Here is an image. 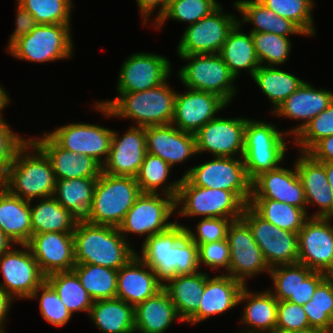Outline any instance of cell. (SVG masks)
Returning <instances> with one entry per match:
<instances>
[{"instance_id":"obj_1","label":"cell","mask_w":333,"mask_h":333,"mask_svg":"<svg viewBox=\"0 0 333 333\" xmlns=\"http://www.w3.org/2000/svg\"><path fill=\"white\" fill-rule=\"evenodd\" d=\"M168 230L150 236L142 243L140 255L164 286L176 275L199 272L198 246L186 235L185 224L175 220Z\"/></svg>"},{"instance_id":"obj_2","label":"cell","mask_w":333,"mask_h":333,"mask_svg":"<svg viewBox=\"0 0 333 333\" xmlns=\"http://www.w3.org/2000/svg\"><path fill=\"white\" fill-rule=\"evenodd\" d=\"M167 82L140 92L118 93L112 100L95 102L94 109L106 118L135 120L139 127L171 124L177 92Z\"/></svg>"},{"instance_id":"obj_3","label":"cell","mask_w":333,"mask_h":333,"mask_svg":"<svg viewBox=\"0 0 333 333\" xmlns=\"http://www.w3.org/2000/svg\"><path fill=\"white\" fill-rule=\"evenodd\" d=\"M76 264H94L119 270L136 251L118 227L78 220L73 232Z\"/></svg>"},{"instance_id":"obj_4","label":"cell","mask_w":333,"mask_h":333,"mask_svg":"<svg viewBox=\"0 0 333 333\" xmlns=\"http://www.w3.org/2000/svg\"><path fill=\"white\" fill-rule=\"evenodd\" d=\"M56 181L50 160L28 138L17 150L7 175L0 184L11 194L33 202V199L54 196Z\"/></svg>"},{"instance_id":"obj_5","label":"cell","mask_w":333,"mask_h":333,"mask_svg":"<svg viewBox=\"0 0 333 333\" xmlns=\"http://www.w3.org/2000/svg\"><path fill=\"white\" fill-rule=\"evenodd\" d=\"M141 194L135 177L102 172L94 188L89 214L84 220L91 224L118 227Z\"/></svg>"},{"instance_id":"obj_6","label":"cell","mask_w":333,"mask_h":333,"mask_svg":"<svg viewBox=\"0 0 333 333\" xmlns=\"http://www.w3.org/2000/svg\"><path fill=\"white\" fill-rule=\"evenodd\" d=\"M275 124L247 119L244 129L243 160L247 175L253 181L261 173L281 166L287 150V131H279ZM281 162V163H280Z\"/></svg>"},{"instance_id":"obj_7","label":"cell","mask_w":333,"mask_h":333,"mask_svg":"<svg viewBox=\"0 0 333 333\" xmlns=\"http://www.w3.org/2000/svg\"><path fill=\"white\" fill-rule=\"evenodd\" d=\"M175 205L179 216L232 221L240 219L247 206L234 192L193 186L185 177H181Z\"/></svg>"},{"instance_id":"obj_8","label":"cell","mask_w":333,"mask_h":333,"mask_svg":"<svg viewBox=\"0 0 333 333\" xmlns=\"http://www.w3.org/2000/svg\"><path fill=\"white\" fill-rule=\"evenodd\" d=\"M71 28V24H38L30 33L15 40L6 51L31 63L68 60L74 52Z\"/></svg>"},{"instance_id":"obj_9","label":"cell","mask_w":333,"mask_h":333,"mask_svg":"<svg viewBox=\"0 0 333 333\" xmlns=\"http://www.w3.org/2000/svg\"><path fill=\"white\" fill-rule=\"evenodd\" d=\"M187 64L178 69L177 76L185 88L211 92L228 104L238 92L235 76L219 54L178 55Z\"/></svg>"},{"instance_id":"obj_10","label":"cell","mask_w":333,"mask_h":333,"mask_svg":"<svg viewBox=\"0 0 333 333\" xmlns=\"http://www.w3.org/2000/svg\"><path fill=\"white\" fill-rule=\"evenodd\" d=\"M182 177L193 186L234 192L246 205L252 196V181L243 157L216 156L197 166L188 167Z\"/></svg>"},{"instance_id":"obj_11","label":"cell","mask_w":333,"mask_h":333,"mask_svg":"<svg viewBox=\"0 0 333 333\" xmlns=\"http://www.w3.org/2000/svg\"><path fill=\"white\" fill-rule=\"evenodd\" d=\"M175 198L162 194L142 193L118 226L121 235L127 240L128 235L150 236L168 230L176 222L169 221L175 214Z\"/></svg>"},{"instance_id":"obj_12","label":"cell","mask_w":333,"mask_h":333,"mask_svg":"<svg viewBox=\"0 0 333 333\" xmlns=\"http://www.w3.org/2000/svg\"><path fill=\"white\" fill-rule=\"evenodd\" d=\"M222 7L220 5L210 15L185 28L177 55L219 54L229 32L238 23V17L227 14Z\"/></svg>"},{"instance_id":"obj_13","label":"cell","mask_w":333,"mask_h":333,"mask_svg":"<svg viewBox=\"0 0 333 333\" xmlns=\"http://www.w3.org/2000/svg\"><path fill=\"white\" fill-rule=\"evenodd\" d=\"M250 227L253 238L270 268L298 263V234L282 230L261 218L249 205L241 217Z\"/></svg>"},{"instance_id":"obj_14","label":"cell","mask_w":333,"mask_h":333,"mask_svg":"<svg viewBox=\"0 0 333 333\" xmlns=\"http://www.w3.org/2000/svg\"><path fill=\"white\" fill-rule=\"evenodd\" d=\"M11 247L0 256L3 288L14 300L30 299L34 291L46 280L27 244Z\"/></svg>"},{"instance_id":"obj_15","label":"cell","mask_w":333,"mask_h":333,"mask_svg":"<svg viewBox=\"0 0 333 333\" xmlns=\"http://www.w3.org/2000/svg\"><path fill=\"white\" fill-rule=\"evenodd\" d=\"M226 239L230 249L227 275L247 285L246 282L251 277L270 272L271 268L255 242L249 225L242 218L230 223Z\"/></svg>"},{"instance_id":"obj_16","label":"cell","mask_w":333,"mask_h":333,"mask_svg":"<svg viewBox=\"0 0 333 333\" xmlns=\"http://www.w3.org/2000/svg\"><path fill=\"white\" fill-rule=\"evenodd\" d=\"M172 63L156 53L136 52L126 58L119 71L117 93L140 92L168 81Z\"/></svg>"},{"instance_id":"obj_17","label":"cell","mask_w":333,"mask_h":333,"mask_svg":"<svg viewBox=\"0 0 333 333\" xmlns=\"http://www.w3.org/2000/svg\"><path fill=\"white\" fill-rule=\"evenodd\" d=\"M332 220L309 217L298 232V263L327 275H333Z\"/></svg>"},{"instance_id":"obj_18","label":"cell","mask_w":333,"mask_h":333,"mask_svg":"<svg viewBox=\"0 0 333 333\" xmlns=\"http://www.w3.org/2000/svg\"><path fill=\"white\" fill-rule=\"evenodd\" d=\"M248 118L215 117L195 133L197 155L243 157L244 129Z\"/></svg>"},{"instance_id":"obj_19","label":"cell","mask_w":333,"mask_h":333,"mask_svg":"<svg viewBox=\"0 0 333 333\" xmlns=\"http://www.w3.org/2000/svg\"><path fill=\"white\" fill-rule=\"evenodd\" d=\"M48 134L64 149L89 155L103 165L111 148L113 130L90 123H69Z\"/></svg>"},{"instance_id":"obj_20","label":"cell","mask_w":333,"mask_h":333,"mask_svg":"<svg viewBox=\"0 0 333 333\" xmlns=\"http://www.w3.org/2000/svg\"><path fill=\"white\" fill-rule=\"evenodd\" d=\"M186 90L181 94L176 93L172 120V124L184 132L195 134L229 105L214 93L188 88Z\"/></svg>"},{"instance_id":"obj_21","label":"cell","mask_w":333,"mask_h":333,"mask_svg":"<svg viewBox=\"0 0 333 333\" xmlns=\"http://www.w3.org/2000/svg\"><path fill=\"white\" fill-rule=\"evenodd\" d=\"M121 136L113 130L109 156L102 165V172L135 177L147 153L145 127L133 124Z\"/></svg>"},{"instance_id":"obj_22","label":"cell","mask_w":333,"mask_h":333,"mask_svg":"<svg viewBox=\"0 0 333 333\" xmlns=\"http://www.w3.org/2000/svg\"><path fill=\"white\" fill-rule=\"evenodd\" d=\"M146 152L173 165L196 157L195 134L184 132L172 123L145 127Z\"/></svg>"},{"instance_id":"obj_23","label":"cell","mask_w":333,"mask_h":333,"mask_svg":"<svg viewBox=\"0 0 333 333\" xmlns=\"http://www.w3.org/2000/svg\"><path fill=\"white\" fill-rule=\"evenodd\" d=\"M251 199H273L298 208L307 206L303 185L295 164L293 169L280 166L257 176L252 181Z\"/></svg>"},{"instance_id":"obj_24","label":"cell","mask_w":333,"mask_h":333,"mask_svg":"<svg viewBox=\"0 0 333 333\" xmlns=\"http://www.w3.org/2000/svg\"><path fill=\"white\" fill-rule=\"evenodd\" d=\"M48 157L56 180L76 178H98L102 165L89 155H77L62 148L48 133L41 138H30Z\"/></svg>"},{"instance_id":"obj_25","label":"cell","mask_w":333,"mask_h":333,"mask_svg":"<svg viewBox=\"0 0 333 333\" xmlns=\"http://www.w3.org/2000/svg\"><path fill=\"white\" fill-rule=\"evenodd\" d=\"M27 245L45 276L59 271H70L76 265L73 233L50 232L32 235Z\"/></svg>"},{"instance_id":"obj_26","label":"cell","mask_w":333,"mask_h":333,"mask_svg":"<svg viewBox=\"0 0 333 333\" xmlns=\"http://www.w3.org/2000/svg\"><path fill=\"white\" fill-rule=\"evenodd\" d=\"M333 100V92L304 82L272 113L275 116L303 121L287 131L294 137L318 114L324 111Z\"/></svg>"},{"instance_id":"obj_27","label":"cell","mask_w":333,"mask_h":333,"mask_svg":"<svg viewBox=\"0 0 333 333\" xmlns=\"http://www.w3.org/2000/svg\"><path fill=\"white\" fill-rule=\"evenodd\" d=\"M205 272V290L201 295L198 311L186 322L197 324L209 317L225 313L239 305V296L245 286L227 274L210 275Z\"/></svg>"},{"instance_id":"obj_28","label":"cell","mask_w":333,"mask_h":333,"mask_svg":"<svg viewBox=\"0 0 333 333\" xmlns=\"http://www.w3.org/2000/svg\"><path fill=\"white\" fill-rule=\"evenodd\" d=\"M299 153L294 163L303 185L306 203L319 208L309 217L333 218V194L324 164L306 152Z\"/></svg>"},{"instance_id":"obj_29","label":"cell","mask_w":333,"mask_h":333,"mask_svg":"<svg viewBox=\"0 0 333 333\" xmlns=\"http://www.w3.org/2000/svg\"><path fill=\"white\" fill-rule=\"evenodd\" d=\"M163 288L154 270L137 254L118 270L117 296L134 307Z\"/></svg>"},{"instance_id":"obj_30","label":"cell","mask_w":333,"mask_h":333,"mask_svg":"<svg viewBox=\"0 0 333 333\" xmlns=\"http://www.w3.org/2000/svg\"><path fill=\"white\" fill-rule=\"evenodd\" d=\"M246 286L241 290L239 304L245 303L240 322L247 328L239 333H276L278 300L269 289L257 293Z\"/></svg>"},{"instance_id":"obj_31","label":"cell","mask_w":333,"mask_h":333,"mask_svg":"<svg viewBox=\"0 0 333 333\" xmlns=\"http://www.w3.org/2000/svg\"><path fill=\"white\" fill-rule=\"evenodd\" d=\"M0 229L16 245L32 237L30 201L11 194L0 184Z\"/></svg>"},{"instance_id":"obj_32","label":"cell","mask_w":333,"mask_h":333,"mask_svg":"<svg viewBox=\"0 0 333 333\" xmlns=\"http://www.w3.org/2000/svg\"><path fill=\"white\" fill-rule=\"evenodd\" d=\"M134 318L135 333H164L174 321L183 322L164 288L137 304Z\"/></svg>"},{"instance_id":"obj_33","label":"cell","mask_w":333,"mask_h":333,"mask_svg":"<svg viewBox=\"0 0 333 333\" xmlns=\"http://www.w3.org/2000/svg\"><path fill=\"white\" fill-rule=\"evenodd\" d=\"M235 10L242 17L240 24L249 23L253 28L251 33H274L283 37L305 34L290 20L277 16L272 10L266 8L258 0H236L233 3Z\"/></svg>"},{"instance_id":"obj_34","label":"cell","mask_w":333,"mask_h":333,"mask_svg":"<svg viewBox=\"0 0 333 333\" xmlns=\"http://www.w3.org/2000/svg\"><path fill=\"white\" fill-rule=\"evenodd\" d=\"M243 24L239 22L229 32L219 55L237 79L241 69L248 71L251 78L255 71L261 66L258 60L252 33L243 32Z\"/></svg>"},{"instance_id":"obj_35","label":"cell","mask_w":333,"mask_h":333,"mask_svg":"<svg viewBox=\"0 0 333 333\" xmlns=\"http://www.w3.org/2000/svg\"><path fill=\"white\" fill-rule=\"evenodd\" d=\"M88 315L102 333H135L134 306L122 299L95 300Z\"/></svg>"},{"instance_id":"obj_36","label":"cell","mask_w":333,"mask_h":333,"mask_svg":"<svg viewBox=\"0 0 333 333\" xmlns=\"http://www.w3.org/2000/svg\"><path fill=\"white\" fill-rule=\"evenodd\" d=\"M163 288L169 294L179 317L186 323L199 309L201 295L205 290V272L176 275Z\"/></svg>"},{"instance_id":"obj_37","label":"cell","mask_w":333,"mask_h":333,"mask_svg":"<svg viewBox=\"0 0 333 333\" xmlns=\"http://www.w3.org/2000/svg\"><path fill=\"white\" fill-rule=\"evenodd\" d=\"M31 204L30 201L32 235L74 232L78 218L58 203L53 196L36 200L34 206Z\"/></svg>"},{"instance_id":"obj_38","label":"cell","mask_w":333,"mask_h":333,"mask_svg":"<svg viewBox=\"0 0 333 333\" xmlns=\"http://www.w3.org/2000/svg\"><path fill=\"white\" fill-rule=\"evenodd\" d=\"M252 79L270 100L273 113L292 93L305 81L296 75L280 70L275 66L261 65L254 73Z\"/></svg>"},{"instance_id":"obj_39","label":"cell","mask_w":333,"mask_h":333,"mask_svg":"<svg viewBox=\"0 0 333 333\" xmlns=\"http://www.w3.org/2000/svg\"><path fill=\"white\" fill-rule=\"evenodd\" d=\"M98 178L61 179L56 181L54 198L78 220L89 214Z\"/></svg>"},{"instance_id":"obj_40","label":"cell","mask_w":333,"mask_h":333,"mask_svg":"<svg viewBox=\"0 0 333 333\" xmlns=\"http://www.w3.org/2000/svg\"><path fill=\"white\" fill-rule=\"evenodd\" d=\"M249 206L265 221L282 230L297 234L309 218L308 206L298 208L273 199H251Z\"/></svg>"},{"instance_id":"obj_41","label":"cell","mask_w":333,"mask_h":333,"mask_svg":"<svg viewBox=\"0 0 333 333\" xmlns=\"http://www.w3.org/2000/svg\"><path fill=\"white\" fill-rule=\"evenodd\" d=\"M172 167L160 157L146 153L135 179L142 193L172 196L176 199L181 178L168 183ZM161 189V190H160Z\"/></svg>"},{"instance_id":"obj_42","label":"cell","mask_w":333,"mask_h":333,"mask_svg":"<svg viewBox=\"0 0 333 333\" xmlns=\"http://www.w3.org/2000/svg\"><path fill=\"white\" fill-rule=\"evenodd\" d=\"M46 281L54 288L72 315L79 311L89 314L94 301L73 270L51 273L46 276Z\"/></svg>"},{"instance_id":"obj_43","label":"cell","mask_w":333,"mask_h":333,"mask_svg":"<svg viewBox=\"0 0 333 333\" xmlns=\"http://www.w3.org/2000/svg\"><path fill=\"white\" fill-rule=\"evenodd\" d=\"M72 270L93 301L116 298L118 270L94 264H76Z\"/></svg>"},{"instance_id":"obj_44","label":"cell","mask_w":333,"mask_h":333,"mask_svg":"<svg viewBox=\"0 0 333 333\" xmlns=\"http://www.w3.org/2000/svg\"><path fill=\"white\" fill-rule=\"evenodd\" d=\"M312 269L301 264H286L272 267L269 278H272L273 291L270 292L278 301H290L298 304V289L311 273Z\"/></svg>"},{"instance_id":"obj_45","label":"cell","mask_w":333,"mask_h":333,"mask_svg":"<svg viewBox=\"0 0 333 333\" xmlns=\"http://www.w3.org/2000/svg\"><path fill=\"white\" fill-rule=\"evenodd\" d=\"M310 327L333 332V275L316 288L311 300L303 305Z\"/></svg>"},{"instance_id":"obj_46","label":"cell","mask_w":333,"mask_h":333,"mask_svg":"<svg viewBox=\"0 0 333 333\" xmlns=\"http://www.w3.org/2000/svg\"><path fill=\"white\" fill-rule=\"evenodd\" d=\"M277 16L292 21L305 36H315L316 29L312 17L315 6L313 0H258Z\"/></svg>"},{"instance_id":"obj_47","label":"cell","mask_w":333,"mask_h":333,"mask_svg":"<svg viewBox=\"0 0 333 333\" xmlns=\"http://www.w3.org/2000/svg\"><path fill=\"white\" fill-rule=\"evenodd\" d=\"M221 4L217 0H176L168 5L166 12L160 19L154 22L155 29L161 27L172 19L178 22L188 23L187 26L195 24L202 18L210 15Z\"/></svg>"},{"instance_id":"obj_48","label":"cell","mask_w":333,"mask_h":333,"mask_svg":"<svg viewBox=\"0 0 333 333\" xmlns=\"http://www.w3.org/2000/svg\"><path fill=\"white\" fill-rule=\"evenodd\" d=\"M252 39L260 65H284L289 59L292 42L289 37L274 33H252Z\"/></svg>"},{"instance_id":"obj_49","label":"cell","mask_w":333,"mask_h":333,"mask_svg":"<svg viewBox=\"0 0 333 333\" xmlns=\"http://www.w3.org/2000/svg\"><path fill=\"white\" fill-rule=\"evenodd\" d=\"M73 0H16L37 24H71Z\"/></svg>"},{"instance_id":"obj_50","label":"cell","mask_w":333,"mask_h":333,"mask_svg":"<svg viewBox=\"0 0 333 333\" xmlns=\"http://www.w3.org/2000/svg\"><path fill=\"white\" fill-rule=\"evenodd\" d=\"M30 299H38L43 319L55 327L65 326L73 316L46 280L34 291Z\"/></svg>"},{"instance_id":"obj_51","label":"cell","mask_w":333,"mask_h":333,"mask_svg":"<svg viewBox=\"0 0 333 333\" xmlns=\"http://www.w3.org/2000/svg\"><path fill=\"white\" fill-rule=\"evenodd\" d=\"M333 135V100L293 139L300 152H307L317 141Z\"/></svg>"},{"instance_id":"obj_52","label":"cell","mask_w":333,"mask_h":333,"mask_svg":"<svg viewBox=\"0 0 333 333\" xmlns=\"http://www.w3.org/2000/svg\"><path fill=\"white\" fill-rule=\"evenodd\" d=\"M232 222L227 218H202L196 227V232L185 227L186 235L197 245L217 242L227 237V230Z\"/></svg>"},{"instance_id":"obj_53","label":"cell","mask_w":333,"mask_h":333,"mask_svg":"<svg viewBox=\"0 0 333 333\" xmlns=\"http://www.w3.org/2000/svg\"><path fill=\"white\" fill-rule=\"evenodd\" d=\"M310 327L304 307L290 301H278L276 333Z\"/></svg>"},{"instance_id":"obj_54","label":"cell","mask_w":333,"mask_h":333,"mask_svg":"<svg viewBox=\"0 0 333 333\" xmlns=\"http://www.w3.org/2000/svg\"><path fill=\"white\" fill-rule=\"evenodd\" d=\"M11 128L6 120L0 121V183L5 179L17 150L28 140Z\"/></svg>"},{"instance_id":"obj_55","label":"cell","mask_w":333,"mask_h":333,"mask_svg":"<svg viewBox=\"0 0 333 333\" xmlns=\"http://www.w3.org/2000/svg\"><path fill=\"white\" fill-rule=\"evenodd\" d=\"M198 256L199 266L204 264L207 268L210 267L212 270L221 269L225 274L229 270L230 249L227 239L199 245Z\"/></svg>"},{"instance_id":"obj_56","label":"cell","mask_w":333,"mask_h":333,"mask_svg":"<svg viewBox=\"0 0 333 333\" xmlns=\"http://www.w3.org/2000/svg\"><path fill=\"white\" fill-rule=\"evenodd\" d=\"M16 4V27L12 35L9 37L8 45L6 48H8L15 40L30 33L38 25L30 12L24 9L17 2Z\"/></svg>"},{"instance_id":"obj_57","label":"cell","mask_w":333,"mask_h":333,"mask_svg":"<svg viewBox=\"0 0 333 333\" xmlns=\"http://www.w3.org/2000/svg\"><path fill=\"white\" fill-rule=\"evenodd\" d=\"M324 272L313 271L303 282L300 283L298 289V305L307 304L314 295L317 286L327 277Z\"/></svg>"},{"instance_id":"obj_58","label":"cell","mask_w":333,"mask_h":333,"mask_svg":"<svg viewBox=\"0 0 333 333\" xmlns=\"http://www.w3.org/2000/svg\"><path fill=\"white\" fill-rule=\"evenodd\" d=\"M136 3L139 7V12L141 13V18L144 25H147L148 20L151 18L150 16L153 11L156 9L157 15L154 18V21H158L160 17L166 12L168 8L167 0H136ZM159 7V8H158ZM158 8V10H157ZM146 23V24H145Z\"/></svg>"},{"instance_id":"obj_59","label":"cell","mask_w":333,"mask_h":333,"mask_svg":"<svg viewBox=\"0 0 333 333\" xmlns=\"http://www.w3.org/2000/svg\"><path fill=\"white\" fill-rule=\"evenodd\" d=\"M319 162H333V135L317 141L307 152Z\"/></svg>"},{"instance_id":"obj_60","label":"cell","mask_w":333,"mask_h":333,"mask_svg":"<svg viewBox=\"0 0 333 333\" xmlns=\"http://www.w3.org/2000/svg\"><path fill=\"white\" fill-rule=\"evenodd\" d=\"M15 300L0 287V327L5 328V322L7 321V315L10 312L11 304Z\"/></svg>"},{"instance_id":"obj_61","label":"cell","mask_w":333,"mask_h":333,"mask_svg":"<svg viewBox=\"0 0 333 333\" xmlns=\"http://www.w3.org/2000/svg\"><path fill=\"white\" fill-rule=\"evenodd\" d=\"M9 103H11L10 96L6 92L5 87L3 88L0 83V121H5L4 116H2V111L6 106H8Z\"/></svg>"},{"instance_id":"obj_62","label":"cell","mask_w":333,"mask_h":333,"mask_svg":"<svg viewBox=\"0 0 333 333\" xmlns=\"http://www.w3.org/2000/svg\"><path fill=\"white\" fill-rule=\"evenodd\" d=\"M14 244L0 229V256L8 251Z\"/></svg>"},{"instance_id":"obj_63","label":"cell","mask_w":333,"mask_h":333,"mask_svg":"<svg viewBox=\"0 0 333 333\" xmlns=\"http://www.w3.org/2000/svg\"><path fill=\"white\" fill-rule=\"evenodd\" d=\"M325 166L327 173L328 183L330 186V191L333 194V162H322Z\"/></svg>"},{"instance_id":"obj_64","label":"cell","mask_w":333,"mask_h":333,"mask_svg":"<svg viewBox=\"0 0 333 333\" xmlns=\"http://www.w3.org/2000/svg\"><path fill=\"white\" fill-rule=\"evenodd\" d=\"M281 333H333V332H328L326 330L315 328V327H307L305 329L289 331V332H281Z\"/></svg>"},{"instance_id":"obj_65","label":"cell","mask_w":333,"mask_h":333,"mask_svg":"<svg viewBox=\"0 0 333 333\" xmlns=\"http://www.w3.org/2000/svg\"><path fill=\"white\" fill-rule=\"evenodd\" d=\"M0 333H7V331L5 330V328L0 327Z\"/></svg>"},{"instance_id":"obj_66","label":"cell","mask_w":333,"mask_h":333,"mask_svg":"<svg viewBox=\"0 0 333 333\" xmlns=\"http://www.w3.org/2000/svg\"><path fill=\"white\" fill-rule=\"evenodd\" d=\"M173 1H176V0H167L168 5H169L171 2H173Z\"/></svg>"}]
</instances>
